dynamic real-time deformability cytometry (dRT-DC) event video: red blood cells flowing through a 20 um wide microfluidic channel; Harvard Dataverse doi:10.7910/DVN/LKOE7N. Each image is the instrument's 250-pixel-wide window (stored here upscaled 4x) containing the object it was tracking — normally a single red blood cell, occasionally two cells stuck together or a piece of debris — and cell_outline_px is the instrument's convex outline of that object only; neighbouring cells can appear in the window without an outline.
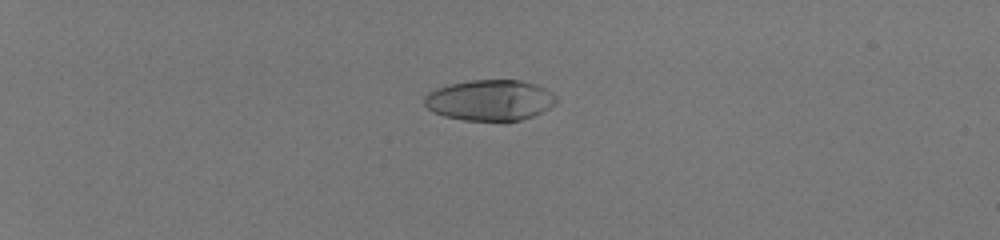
{"species": "human", "species_latin": "Homo sapiens", "temperature_condition": "room temperature", "stored_images_in_passage": 57, "camera_frame_rate_fps": 3000, "um_per_image_px": 0.085, "donor": {"sex": "male"}, "frame": {"image": 1, "passage_image": 19, "time_ms": 6.0, "image_size_px": [1000, 240], "cell_outline_px": [[556, 104], [532, 116], [520, 120], [464, 120], [444, 116], [432, 112], [424, 104], [424, 96], [428, 92], [436, 88], [452, 84], [472, 80], [520, 80], [536, 84], [552, 92], [556, 96]], "centroid_in_image_um": [41.63, 8.51], "position_along_channel_um": 43.4, "area_um2": 31.21}}
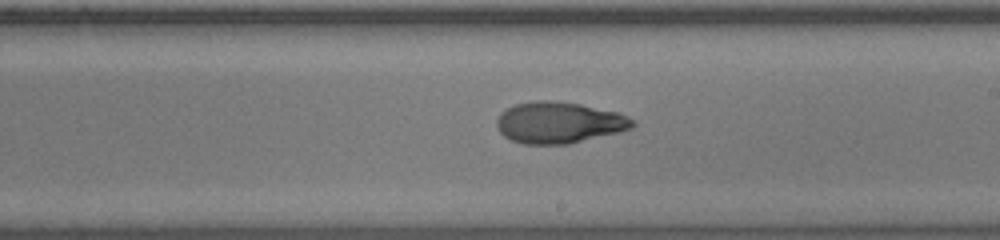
{"frame": {"image": 2, "passage_image": 40, "time_ms": 13.0, "image_size_px": [1000, 240], "cell_outline_px": [[636, 124], [632, 128], [620, 132], [568, 144], [520, 144], [504, 136], [500, 132], [496, 124], [496, 120], [500, 112], [516, 104], [536, 100], [552, 100], [580, 104], [616, 112], [628, 116]], "centroid_in_image_um": [47.5, 10.42], "position_along_channel_um": 241.5, "area_um2": 32.77}}
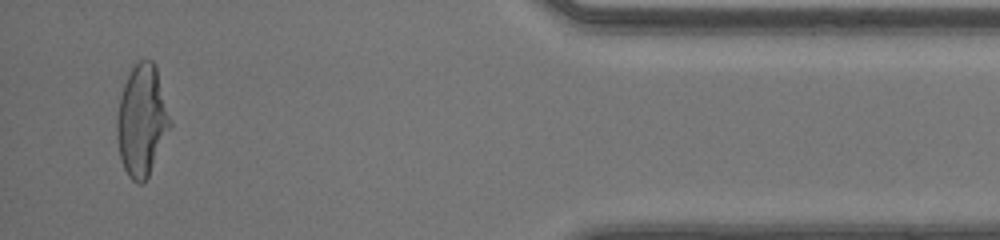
{"frame": {"image": 3, "passage_image": 56, "time_ms": 18.333, "image_size_px": [1000, 240], "cell_outline_px": [[172, 124], [148, 176], [144, 184], [140, 184], [132, 180], [128, 176], [124, 168], [120, 156], [116, 136], [116, 116], [120, 96], [124, 84], [132, 68], [140, 60], [152, 60], [156, 64], [172, 120]], "centroid_in_image_um": [12.06, 10.24], "position_along_channel_um": 423.1, "area_um2": 34.68}, "authors_computed_cell_mechanics": {"area_um2": 32.657, "velocity_mm_per_s": 4.1571, "shape_relaxation_time_tau1_ms": 7.3782, "shape_relaxation_time_tau2_ms": 1.8203, "deformation_change_tau1": 0.3371, "deformation_change_tau2": 0.0581}}